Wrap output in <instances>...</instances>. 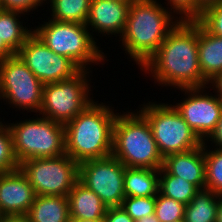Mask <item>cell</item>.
Returning <instances> with one entry per match:
<instances>
[{
  "label": "cell",
  "instance_id": "cell-26",
  "mask_svg": "<svg viewBox=\"0 0 222 222\" xmlns=\"http://www.w3.org/2000/svg\"><path fill=\"white\" fill-rule=\"evenodd\" d=\"M186 205L162 195L160 192L156 195L155 216L159 222H177L184 221Z\"/></svg>",
  "mask_w": 222,
  "mask_h": 222
},
{
  "label": "cell",
  "instance_id": "cell-41",
  "mask_svg": "<svg viewBox=\"0 0 222 222\" xmlns=\"http://www.w3.org/2000/svg\"><path fill=\"white\" fill-rule=\"evenodd\" d=\"M113 1H121V2H130V3H132L134 0H113Z\"/></svg>",
  "mask_w": 222,
  "mask_h": 222
},
{
  "label": "cell",
  "instance_id": "cell-27",
  "mask_svg": "<svg viewBox=\"0 0 222 222\" xmlns=\"http://www.w3.org/2000/svg\"><path fill=\"white\" fill-rule=\"evenodd\" d=\"M5 122L0 125V173L10 172L19 168V163L13 150L12 134L7 121Z\"/></svg>",
  "mask_w": 222,
  "mask_h": 222
},
{
  "label": "cell",
  "instance_id": "cell-31",
  "mask_svg": "<svg viewBox=\"0 0 222 222\" xmlns=\"http://www.w3.org/2000/svg\"><path fill=\"white\" fill-rule=\"evenodd\" d=\"M41 7H45V0H0L1 9L19 11L28 16Z\"/></svg>",
  "mask_w": 222,
  "mask_h": 222
},
{
  "label": "cell",
  "instance_id": "cell-7",
  "mask_svg": "<svg viewBox=\"0 0 222 222\" xmlns=\"http://www.w3.org/2000/svg\"><path fill=\"white\" fill-rule=\"evenodd\" d=\"M137 110L147 119L160 154L183 153L203 144L176 108L169 102L148 101Z\"/></svg>",
  "mask_w": 222,
  "mask_h": 222
},
{
  "label": "cell",
  "instance_id": "cell-29",
  "mask_svg": "<svg viewBox=\"0 0 222 222\" xmlns=\"http://www.w3.org/2000/svg\"><path fill=\"white\" fill-rule=\"evenodd\" d=\"M196 20L212 35L222 37V1L206 8Z\"/></svg>",
  "mask_w": 222,
  "mask_h": 222
},
{
  "label": "cell",
  "instance_id": "cell-4",
  "mask_svg": "<svg viewBox=\"0 0 222 222\" xmlns=\"http://www.w3.org/2000/svg\"><path fill=\"white\" fill-rule=\"evenodd\" d=\"M112 155L126 167L160 169L163 166L149 122L137 109L118 112Z\"/></svg>",
  "mask_w": 222,
  "mask_h": 222
},
{
  "label": "cell",
  "instance_id": "cell-3",
  "mask_svg": "<svg viewBox=\"0 0 222 222\" xmlns=\"http://www.w3.org/2000/svg\"><path fill=\"white\" fill-rule=\"evenodd\" d=\"M106 101L90 103L64 125L65 151L78 163L112 154L113 128L118 114Z\"/></svg>",
  "mask_w": 222,
  "mask_h": 222
},
{
  "label": "cell",
  "instance_id": "cell-30",
  "mask_svg": "<svg viewBox=\"0 0 222 222\" xmlns=\"http://www.w3.org/2000/svg\"><path fill=\"white\" fill-rule=\"evenodd\" d=\"M166 7L180 20H196V0H165Z\"/></svg>",
  "mask_w": 222,
  "mask_h": 222
},
{
  "label": "cell",
  "instance_id": "cell-36",
  "mask_svg": "<svg viewBox=\"0 0 222 222\" xmlns=\"http://www.w3.org/2000/svg\"><path fill=\"white\" fill-rule=\"evenodd\" d=\"M0 222H31L27 215H7L1 217Z\"/></svg>",
  "mask_w": 222,
  "mask_h": 222
},
{
  "label": "cell",
  "instance_id": "cell-34",
  "mask_svg": "<svg viewBox=\"0 0 222 222\" xmlns=\"http://www.w3.org/2000/svg\"><path fill=\"white\" fill-rule=\"evenodd\" d=\"M208 87L213 90V93L222 102V71L209 81Z\"/></svg>",
  "mask_w": 222,
  "mask_h": 222
},
{
  "label": "cell",
  "instance_id": "cell-2",
  "mask_svg": "<svg viewBox=\"0 0 222 222\" xmlns=\"http://www.w3.org/2000/svg\"><path fill=\"white\" fill-rule=\"evenodd\" d=\"M179 22L160 0H134L118 47L125 51L128 61L133 60L141 69Z\"/></svg>",
  "mask_w": 222,
  "mask_h": 222
},
{
  "label": "cell",
  "instance_id": "cell-13",
  "mask_svg": "<svg viewBox=\"0 0 222 222\" xmlns=\"http://www.w3.org/2000/svg\"><path fill=\"white\" fill-rule=\"evenodd\" d=\"M16 54L43 84L68 80L81 71L71 59L47 47L34 32Z\"/></svg>",
  "mask_w": 222,
  "mask_h": 222
},
{
  "label": "cell",
  "instance_id": "cell-25",
  "mask_svg": "<svg viewBox=\"0 0 222 222\" xmlns=\"http://www.w3.org/2000/svg\"><path fill=\"white\" fill-rule=\"evenodd\" d=\"M204 158L205 188L222 196V149L208 147L204 143Z\"/></svg>",
  "mask_w": 222,
  "mask_h": 222
},
{
  "label": "cell",
  "instance_id": "cell-32",
  "mask_svg": "<svg viewBox=\"0 0 222 222\" xmlns=\"http://www.w3.org/2000/svg\"><path fill=\"white\" fill-rule=\"evenodd\" d=\"M104 222H135L121 206L108 207Z\"/></svg>",
  "mask_w": 222,
  "mask_h": 222
},
{
  "label": "cell",
  "instance_id": "cell-35",
  "mask_svg": "<svg viewBox=\"0 0 222 222\" xmlns=\"http://www.w3.org/2000/svg\"><path fill=\"white\" fill-rule=\"evenodd\" d=\"M222 0H196V19L208 7L218 4Z\"/></svg>",
  "mask_w": 222,
  "mask_h": 222
},
{
  "label": "cell",
  "instance_id": "cell-6",
  "mask_svg": "<svg viewBox=\"0 0 222 222\" xmlns=\"http://www.w3.org/2000/svg\"><path fill=\"white\" fill-rule=\"evenodd\" d=\"M34 116L7 122L19 164L27 159L58 157L66 153L64 124L38 114Z\"/></svg>",
  "mask_w": 222,
  "mask_h": 222
},
{
  "label": "cell",
  "instance_id": "cell-18",
  "mask_svg": "<svg viewBox=\"0 0 222 222\" xmlns=\"http://www.w3.org/2000/svg\"><path fill=\"white\" fill-rule=\"evenodd\" d=\"M198 60L209 82L222 71V37L212 35L198 22Z\"/></svg>",
  "mask_w": 222,
  "mask_h": 222
},
{
  "label": "cell",
  "instance_id": "cell-1",
  "mask_svg": "<svg viewBox=\"0 0 222 222\" xmlns=\"http://www.w3.org/2000/svg\"><path fill=\"white\" fill-rule=\"evenodd\" d=\"M140 71L161 89L207 87L198 60V21L180 20Z\"/></svg>",
  "mask_w": 222,
  "mask_h": 222
},
{
  "label": "cell",
  "instance_id": "cell-16",
  "mask_svg": "<svg viewBox=\"0 0 222 222\" xmlns=\"http://www.w3.org/2000/svg\"><path fill=\"white\" fill-rule=\"evenodd\" d=\"M162 168L171 175L180 177L199 190L205 188L204 142L201 146L183 153H172L163 158Z\"/></svg>",
  "mask_w": 222,
  "mask_h": 222
},
{
  "label": "cell",
  "instance_id": "cell-39",
  "mask_svg": "<svg viewBox=\"0 0 222 222\" xmlns=\"http://www.w3.org/2000/svg\"><path fill=\"white\" fill-rule=\"evenodd\" d=\"M137 222H159V220L156 218L155 214H153L147 217H143Z\"/></svg>",
  "mask_w": 222,
  "mask_h": 222
},
{
  "label": "cell",
  "instance_id": "cell-38",
  "mask_svg": "<svg viewBox=\"0 0 222 222\" xmlns=\"http://www.w3.org/2000/svg\"><path fill=\"white\" fill-rule=\"evenodd\" d=\"M216 222H222V196L219 197Z\"/></svg>",
  "mask_w": 222,
  "mask_h": 222
},
{
  "label": "cell",
  "instance_id": "cell-22",
  "mask_svg": "<svg viewBox=\"0 0 222 222\" xmlns=\"http://www.w3.org/2000/svg\"><path fill=\"white\" fill-rule=\"evenodd\" d=\"M220 195L200 189L185 207L184 222H216Z\"/></svg>",
  "mask_w": 222,
  "mask_h": 222
},
{
  "label": "cell",
  "instance_id": "cell-14",
  "mask_svg": "<svg viewBox=\"0 0 222 222\" xmlns=\"http://www.w3.org/2000/svg\"><path fill=\"white\" fill-rule=\"evenodd\" d=\"M130 4V2L113 0H91L86 26L92 31L91 35H94L93 38L98 43L100 42L96 36L100 38L104 36L106 40L108 35H110L108 39L109 37L116 36L115 40L118 36V39L122 36L126 26Z\"/></svg>",
  "mask_w": 222,
  "mask_h": 222
},
{
  "label": "cell",
  "instance_id": "cell-42",
  "mask_svg": "<svg viewBox=\"0 0 222 222\" xmlns=\"http://www.w3.org/2000/svg\"><path fill=\"white\" fill-rule=\"evenodd\" d=\"M0 103L2 104V101H1ZM0 109H1V107H0ZM0 114H1V112H0ZM3 122H4V117H3V119L0 117V125H1Z\"/></svg>",
  "mask_w": 222,
  "mask_h": 222
},
{
  "label": "cell",
  "instance_id": "cell-37",
  "mask_svg": "<svg viewBox=\"0 0 222 222\" xmlns=\"http://www.w3.org/2000/svg\"><path fill=\"white\" fill-rule=\"evenodd\" d=\"M15 53L0 39V60L14 56Z\"/></svg>",
  "mask_w": 222,
  "mask_h": 222
},
{
  "label": "cell",
  "instance_id": "cell-17",
  "mask_svg": "<svg viewBox=\"0 0 222 222\" xmlns=\"http://www.w3.org/2000/svg\"><path fill=\"white\" fill-rule=\"evenodd\" d=\"M70 219H101L108 207L92 190L78 180L68 193Z\"/></svg>",
  "mask_w": 222,
  "mask_h": 222
},
{
  "label": "cell",
  "instance_id": "cell-15",
  "mask_svg": "<svg viewBox=\"0 0 222 222\" xmlns=\"http://www.w3.org/2000/svg\"><path fill=\"white\" fill-rule=\"evenodd\" d=\"M36 194L20 168L0 173V217L27 215Z\"/></svg>",
  "mask_w": 222,
  "mask_h": 222
},
{
  "label": "cell",
  "instance_id": "cell-33",
  "mask_svg": "<svg viewBox=\"0 0 222 222\" xmlns=\"http://www.w3.org/2000/svg\"><path fill=\"white\" fill-rule=\"evenodd\" d=\"M208 147L222 149V115L217 122L215 130L210 134V136L204 141Z\"/></svg>",
  "mask_w": 222,
  "mask_h": 222
},
{
  "label": "cell",
  "instance_id": "cell-24",
  "mask_svg": "<svg viewBox=\"0 0 222 222\" xmlns=\"http://www.w3.org/2000/svg\"><path fill=\"white\" fill-rule=\"evenodd\" d=\"M199 189L184 179L168 174L162 167L159 172V192L187 205Z\"/></svg>",
  "mask_w": 222,
  "mask_h": 222
},
{
  "label": "cell",
  "instance_id": "cell-9",
  "mask_svg": "<svg viewBox=\"0 0 222 222\" xmlns=\"http://www.w3.org/2000/svg\"><path fill=\"white\" fill-rule=\"evenodd\" d=\"M43 85L17 54L0 60V101L7 107L39 114Z\"/></svg>",
  "mask_w": 222,
  "mask_h": 222
},
{
  "label": "cell",
  "instance_id": "cell-5",
  "mask_svg": "<svg viewBox=\"0 0 222 222\" xmlns=\"http://www.w3.org/2000/svg\"><path fill=\"white\" fill-rule=\"evenodd\" d=\"M46 17V21L34 25L33 32L55 53L71 59L81 70L93 71L91 64L104 67L109 62L107 54L100 48L101 43L93 38L86 24L60 22Z\"/></svg>",
  "mask_w": 222,
  "mask_h": 222
},
{
  "label": "cell",
  "instance_id": "cell-8",
  "mask_svg": "<svg viewBox=\"0 0 222 222\" xmlns=\"http://www.w3.org/2000/svg\"><path fill=\"white\" fill-rule=\"evenodd\" d=\"M93 71L81 70L74 77L46 83L42 90V104L38 115L66 124L81 113L95 99L91 77ZM91 95V96H90Z\"/></svg>",
  "mask_w": 222,
  "mask_h": 222
},
{
  "label": "cell",
  "instance_id": "cell-20",
  "mask_svg": "<svg viewBox=\"0 0 222 222\" xmlns=\"http://www.w3.org/2000/svg\"><path fill=\"white\" fill-rule=\"evenodd\" d=\"M160 169L126 167L125 197H156L159 192Z\"/></svg>",
  "mask_w": 222,
  "mask_h": 222
},
{
  "label": "cell",
  "instance_id": "cell-23",
  "mask_svg": "<svg viewBox=\"0 0 222 222\" xmlns=\"http://www.w3.org/2000/svg\"><path fill=\"white\" fill-rule=\"evenodd\" d=\"M91 0H45L50 19L60 22L86 24ZM51 10V11H50Z\"/></svg>",
  "mask_w": 222,
  "mask_h": 222
},
{
  "label": "cell",
  "instance_id": "cell-28",
  "mask_svg": "<svg viewBox=\"0 0 222 222\" xmlns=\"http://www.w3.org/2000/svg\"><path fill=\"white\" fill-rule=\"evenodd\" d=\"M156 197H125L122 209L135 221L155 214Z\"/></svg>",
  "mask_w": 222,
  "mask_h": 222
},
{
  "label": "cell",
  "instance_id": "cell-21",
  "mask_svg": "<svg viewBox=\"0 0 222 222\" xmlns=\"http://www.w3.org/2000/svg\"><path fill=\"white\" fill-rule=\"evenodd\" d=\"M25 15L26 14L19 11L0 8V39H2L15 54L33 33V27L30 26V23L26 26L25 24L27 22L21 20L24 19Z\"/></svg>",
  "mask_w": 222,
  "mask_h": 222
},
{
  "label": "cell",
  "instance_id": "cell-19",
  "mask_svg": "<svg viewBox=\"0 0 222 222\" xmlns=\"http://www.w3.org/2000/svg\"><path fill=\"white\" fill-rule=\"evenodd\" d=\"M27 216L31 222H67L70 219L68 197L36 195Z\"/></svg>",
  "mask_w": 222,
  "mask_h": 222
},
{
  "label": "cell",
  "instance_id": "cell-10",
  "mask_svg": "<svg viewBox=\"0 0 222 222\" xmlns=\"http://www.w3.org/2000/svg\"><path fill=\"white\" fill-rule=\"evenodd\" d=\"M36 195L68 196L79 180V163L66 153L27 159L19 164Z\"/></svg>",
  "mask_w": 222,
  "mask_h": 222
},
{
  "label": "cell",
  "instance_id": "cell-12",
  "mask_svg": "<svg viewBox=\"0 0 222 222\" xmlns=\"http://www.w3.org/2000/svg\"><path fill=\"white\" fill-rule=\"evenodd\" d=\"M208 88L207 86L178 89L185 96L183 95L179 102H172L182 118L203 142L215 130L222 115V102Z\"/></svg>",
  "mask_w": 222,
  "mask_h": 222
},
{
  "label": "cell",
  "instance_id": "cell-11",
  "mask_svg": "<svg viewBox=\"0 0 222 222\" xmlns=\"http://www.w3.org/2000/svg\"><path fill=\"white\" fill-rule=\"evenodd\" d=\"M126 166L112 154L79 163V180L92 190L107 207L121 206Z\"/></svg>",
  "mask_w": 222,
  "mask_h": 222
},
{
  "label": "cell",
  "instance_id": "cell-40",
  "mask_svg": "<svg viewBox=\"0 0 222 222\" xmlns=\"http://www.w3.org/2000/svg\"><path fill=\"white\" fill-rule=\"evenodd\" d=\"M67 222H104V218H101V219H93V220H86V219H69Z\"/></svg>",
  "mask_w": 222,
  "mask_h": 222
}]
</instances>
